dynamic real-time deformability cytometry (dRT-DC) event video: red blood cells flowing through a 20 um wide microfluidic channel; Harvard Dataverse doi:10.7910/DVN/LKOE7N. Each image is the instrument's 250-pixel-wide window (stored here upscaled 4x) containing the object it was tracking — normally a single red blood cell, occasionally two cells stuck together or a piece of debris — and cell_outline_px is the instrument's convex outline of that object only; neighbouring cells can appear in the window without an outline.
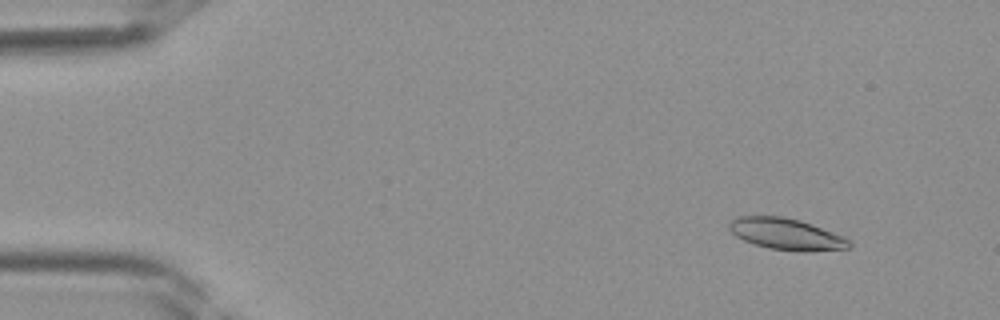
{"species": "Egyptian fruit bat (a non-hibernating species)", "species_latin": "Rousettus aegyptiacus", "temperature_condition": "room temperature", "stored_images_in_passage": 40, "camera_frame_rate_fps": 3000, "um_per_image_px": 0.085, "frame": {"image": 1, "passage_image": 4, "time_ms": 1.0, "image_size_px": [1000, 320], "cell_outline_px": [[852, 244], [848, 248], [804, 252], [768, 248], [744, 240], [736, 236], [728, 228], [728, 224], [736, 216], [784, 216], [800, 220], [812, 224], [844, 236], [852, 240]], "centroid_in_image_um": [66.86, 19.89], "position_along_channel_um": 18.1, "area_um2": 22.08}}
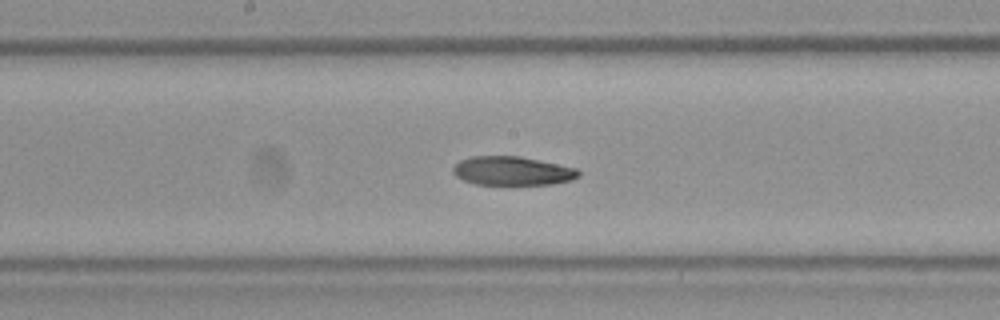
{"frame": {"image": 2, "passage_image": 21, "time_ms": 6.667, "image_size_px": [1000, 320], "cell_outline_px": [[580, 176], [572, 180], [552, 184], [476, 184], [464, 180], [456, 176], [452, 172], [452, 168], [460, 160], [468, 156], [520, 156], [576, 168], [580, 172]], "centroid_in_image_um": [43.53, 14.52], "position_along_channel_um": 204.7, "area_um2": 21.04}}
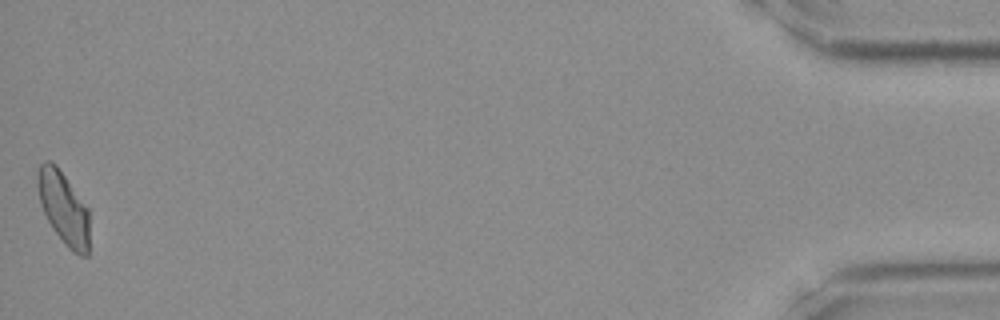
{"frame": {"image": 3, "passage_image": 40, "time_ms": 13.0, "image_size_px": [1000, 320], "cell_outline_px": [[88, 256], [80, 256], [72, 252], [64, 244], [52, 228], [40, 204], [36, 184], [36, 172], [40, 164], [44, 160], [48, 160], [56, 164], [88, 208]], "centroid_in_image_um": [5.37, 17.66], "position_along_channel_um": 429.8, "area_um2": 22.08}}